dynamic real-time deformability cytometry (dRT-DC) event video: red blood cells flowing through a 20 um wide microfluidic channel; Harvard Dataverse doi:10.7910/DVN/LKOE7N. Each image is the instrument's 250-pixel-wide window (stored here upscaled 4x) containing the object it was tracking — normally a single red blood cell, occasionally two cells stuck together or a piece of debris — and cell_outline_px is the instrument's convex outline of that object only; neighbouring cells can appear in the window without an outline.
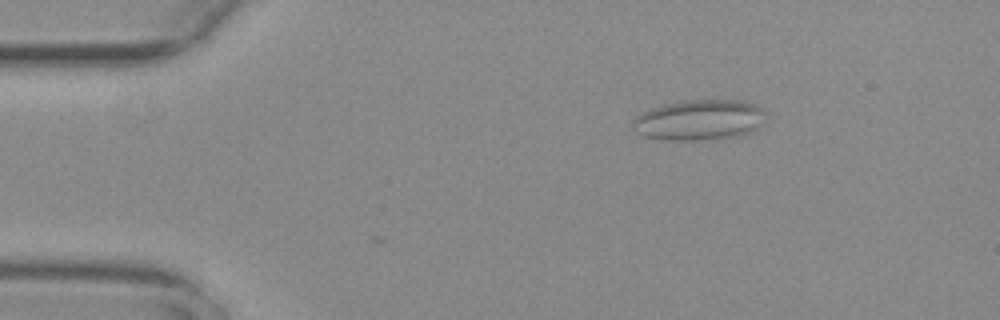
{"species": "common noctule bat (a hibernating species)", "species_latin": "Nyctalus noctula", "temperature_condition": "warm", "stored_images_in_passage": 44, "camera_frame_rate_fps": 3000, "um_per_image_px": 0.085, "animal": {"sex": "female", "body_mass_g": 29.2, "forearm_length_mm": 56.3}, "frame": {"image": 1, "passage_image": 4, "time_ms": 1.0, "image_size_px": [1000, 320], "cell_outline_px": [[764, 112], [760, 124], [752, 132], [736, 136], [696, 140], [660, 140], [644, 136], [636, 132], [636, 116], [652, 108], [664, 104], [680, 100], [744, 100], [760, 108]], "centroid_in_image_um": [59.43, 10.19], "position_along_channel_um": 25.6, "area_um2": 30.92}}
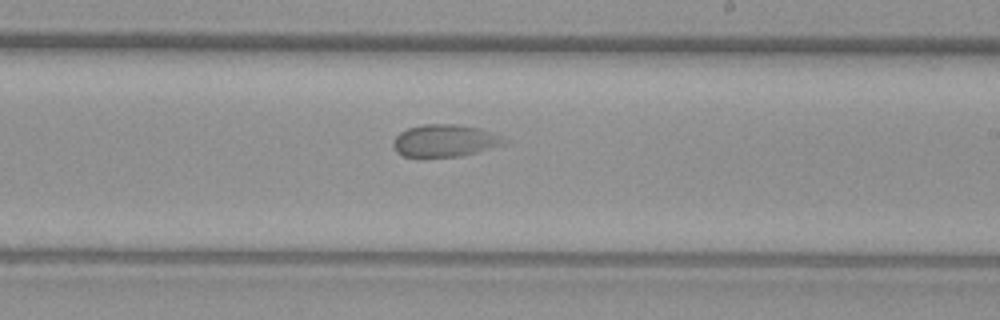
{"frame": {"image": 2, "passage_image": 28, "time_ms": 9.0, "image_size_px": [1000, 320], "cell_outline_px": [[504, 144], [476, 152], [460, 156], [424, 160], [420, 160], [404, 156], [396, 152], [392, 144], [396, 136], [400, 132], [408, 128], [420, 124], [456, 124], [480, 128], [492, 132], [500, 136], [504, 140]], "centroid_in_image_um": [37.71, 12.0], "position_along_channel_um": 251.3, "area_um2": 21.44}}
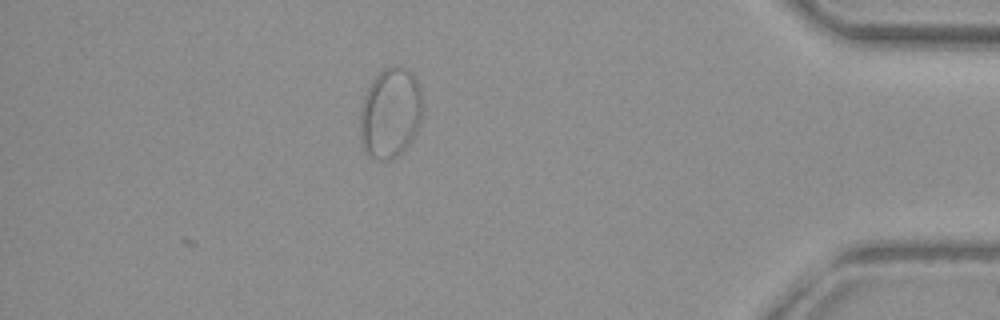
{"frame": {"image": 3, "passage_image": 44, "time_ms": 14.333, "image_size_px": [1000, 320], "cell_outline_px": [[420, 124], [408, 144], [396, 156], [388, 160], [376, 160], [368, 156], [360, 140], [360, 112], [364, 96], [372, 80], [384, 68], [392, 64], [400, 64], [408, 68], [412, 72], [416, 80], [420, 92]], "centroid_in_image_um": [33.14, 9.57], "position_along_channel_um": 402.1, "area_um2": 32.77}}